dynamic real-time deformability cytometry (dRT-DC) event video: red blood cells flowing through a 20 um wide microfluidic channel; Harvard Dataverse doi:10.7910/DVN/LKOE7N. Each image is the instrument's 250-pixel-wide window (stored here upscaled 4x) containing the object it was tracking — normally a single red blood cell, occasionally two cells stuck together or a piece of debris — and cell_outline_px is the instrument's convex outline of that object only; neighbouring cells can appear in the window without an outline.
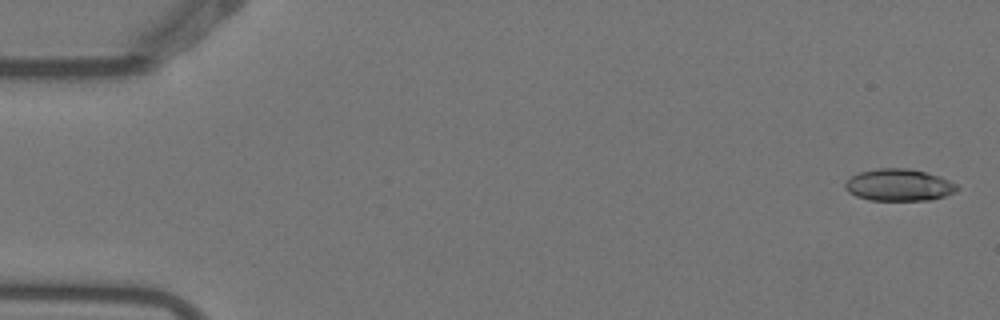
{"species": "Egyptian fruit bat (a non-hibernating species)", "species_latin": "Rousettus aegyptiacus", "temperature_condition": "warm", "stored_images_in_passage": 4, "camera_frame_rate_fps": 3000, "um_per_image_px": 0.085, "animal": {"sex": "female"}, "frame": {"image": 1, "passage_image": 1, "time_ms": 0.0, "image_size_px": [1000, 320], "cell_outline_px": [[960, 188], [956, 192], [932, 200], [868, 200], [856, 196], [848, 192], [844, 188], [844, 184], [852, 176], [860, 172], [876, 168], [908, 168], [940, 176], [956, 184]], "centroid_in_image_um": [76.41, 15.73], "position_along_channel_um": 8.6, "area_um2": 20.92}}
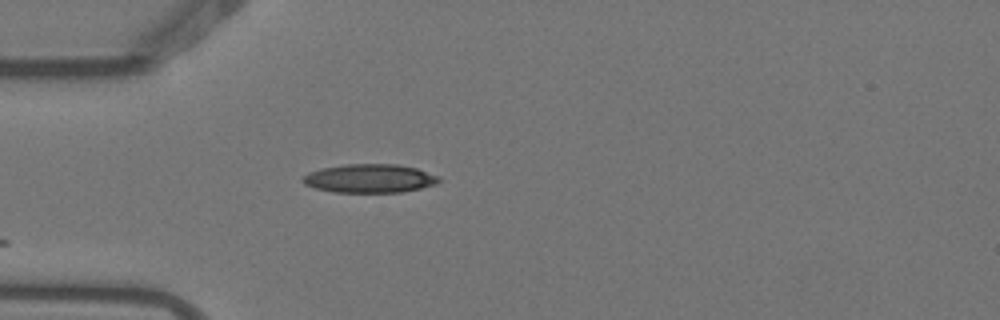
{"frame": {"image": 2, "passage_image": 4, "time_ms": 1.0, "image_size_px": [1000, 320], "cell_outline_px": [[440, 180], [436, 184], [404, 192], [332, 192], [316, 188], [304, 184], [300, 180], [308, 172], [320, 168], [344, 164], [396, 164], [416, 168], [440, 176]], "centroid_in_image_um": [31.4, 15.16], "position_along_channel_um": 53.6, "area_um2": 22.83}}